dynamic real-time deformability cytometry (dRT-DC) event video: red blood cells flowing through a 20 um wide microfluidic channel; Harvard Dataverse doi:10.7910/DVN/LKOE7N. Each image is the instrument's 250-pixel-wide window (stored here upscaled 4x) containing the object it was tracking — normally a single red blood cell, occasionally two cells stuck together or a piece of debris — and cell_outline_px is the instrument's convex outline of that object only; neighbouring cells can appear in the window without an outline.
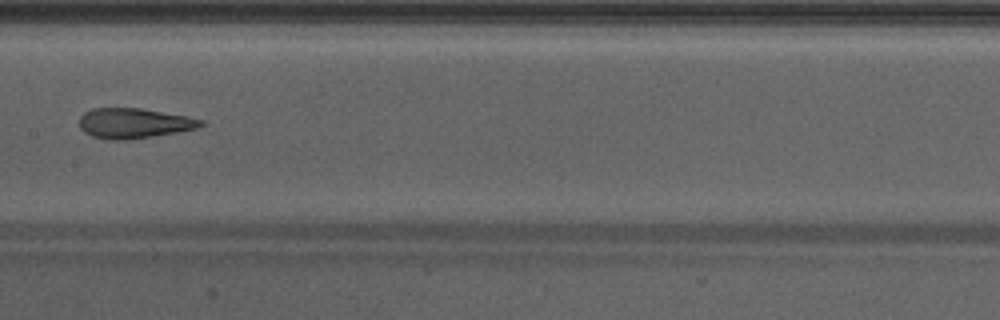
{"species": "Egyptian fruit bat (a non-hibernating species)", "species_latin": "Rousettus aegyptiacus", "temperature_condition": "warm", "stored_images_in_passage": 41, "camera_frame_rate_fps": 3000, "um_per_image_px": 0.085, "animal": {"sex": "male"}, "frame": {"image": 1, "passage_image": 18, "time_ms": 5.667, "image_size_px": [1000, 320], "cell_outline_px": [[204, 124], [196, 128], [176, 132], [124, 140], [108, 140], [92, 136], [84, 132], [80, 128], [80, 116], [84, 112], [92, 108], [140, 108], [188, 116], [204, 120]], "centroid_in_image_um": [11.36, 10.46], "position_along_channel_um": 196.0, "area_um2": 21.21}, "authors_computed_cell_mechanics": {"area_um2": 22.4842, "velocity_mm_per_s": 4.2868, "shape_relaxation_time_tau1_ms": null, "shape_relaxation_time_tau2_ms": 1.5096, "deformation_change_tau1": null, "deformation_change_tau2": 0.101}}